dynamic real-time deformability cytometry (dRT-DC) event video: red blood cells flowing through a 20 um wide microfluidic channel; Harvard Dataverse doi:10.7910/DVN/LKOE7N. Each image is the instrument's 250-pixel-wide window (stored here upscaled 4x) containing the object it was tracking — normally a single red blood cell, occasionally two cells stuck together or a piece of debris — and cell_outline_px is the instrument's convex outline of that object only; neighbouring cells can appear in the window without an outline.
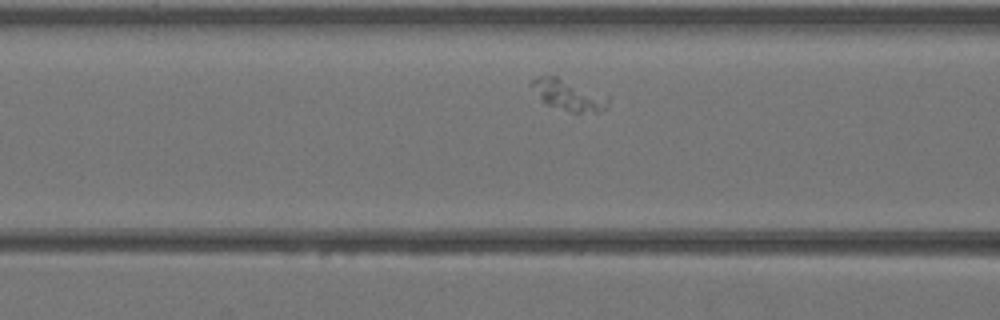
{"species": "Egyptian fruit bat (a non-hibernating species)", "species_latin": "Rousettus aegyptiacus", "temperature_condition": "warm", "stored_images_in_passage": 19, "camera_frame_rate_fps": 3000, "um_per_image_px": 0.085, "animal": {"sex": "female"}, "frame": {"image": 1, "passage_image": 6, "time_ms": 1.667, "image_size_px": [1000, 320], "cell_outline_px": [[608, 108], [580, 112], [572, 112], [548, 104], [528, 84], [536, 76], [556, 76], [608, 96]], "centroid_in_image_um": [48.29, 8.04], "position_along_channel_um": 118.3, "area_um2": 13.12}}
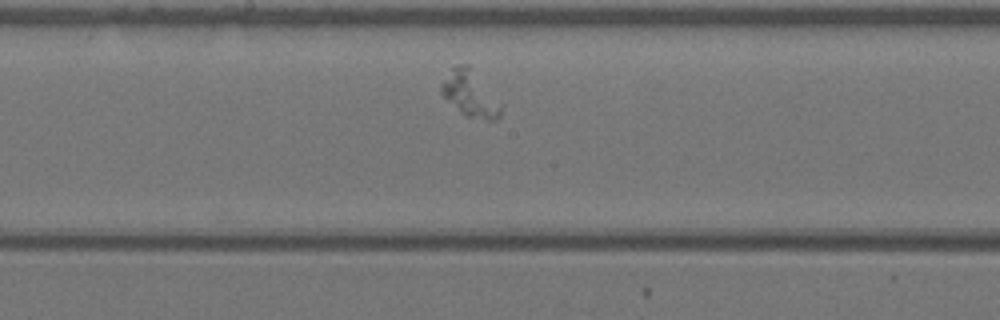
{"frame": {"image": 2, "passage_image": 12, "time_ms": 3.667, "image_size_px": [1000, 320], "cell_outline_px": [[504, 104], [500, 116], [496, 120], [488, 120], [464, 116], [440, 92], [440, 84], [452, 68], [460, 64], [468, 64]], "centroid_in_image_um": [40.01, 7.99], "position_along_channel_um": 208.2, "area_um2": 16.07}}
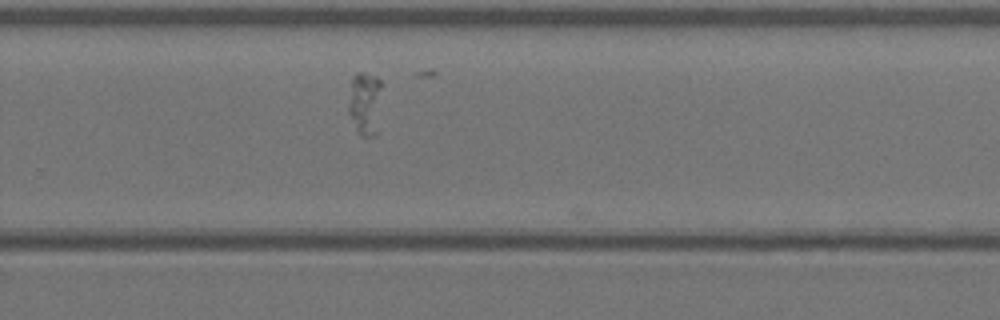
{"frame": {"image": 3, "passage_image": 18, "time_ms": 5.667, "image_size_px": [1000, 320], "cell_outline_px": [[380, 132], [376, 136], [360, 136], [348, 112], [348, 104], [352, 76], [356, 72], [364, 72], [376, 76], [380, 80]], "centroid_in_image_um": [31.05, 8.82], "position_along_channel_um": 298.8, "area_um2": 12.77}}